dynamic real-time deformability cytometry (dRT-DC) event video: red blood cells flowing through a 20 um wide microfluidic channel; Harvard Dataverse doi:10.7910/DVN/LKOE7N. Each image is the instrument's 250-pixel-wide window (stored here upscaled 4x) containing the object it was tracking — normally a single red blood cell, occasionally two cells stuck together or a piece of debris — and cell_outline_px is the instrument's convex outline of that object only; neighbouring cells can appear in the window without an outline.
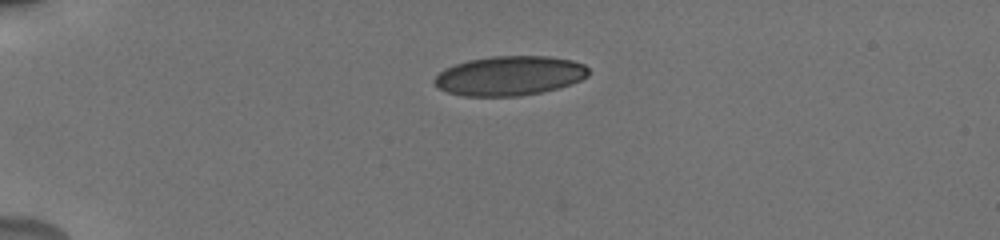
{"species": "human", "species_latin": "Homo sapiens", "temperature_condition": "cold", "stored_images_in_passage": 41, "camera_frame_rate_fps": 3000, "um_per_image_px": 0.085, "donor": {"sex": "male"}, "frame": {"image": 1, "passage_image": 1, "time_ms": 0.0, "image_size_px": [1000, 240], "cell_outline_px": [[588, 76], [580, 80], [556, 88], [540, 92], [520, 96], [464, 96], [448, 92], [440, 88], [432, 80], [444, 68], [468, 60], [492, 56], [548, 56], [572, 60], [584, 64], [588, 68]], "centroid_in_image_um": [43.3, 6.43], "position_along_channel_um": 41.7, "area_um2": 35.26}}
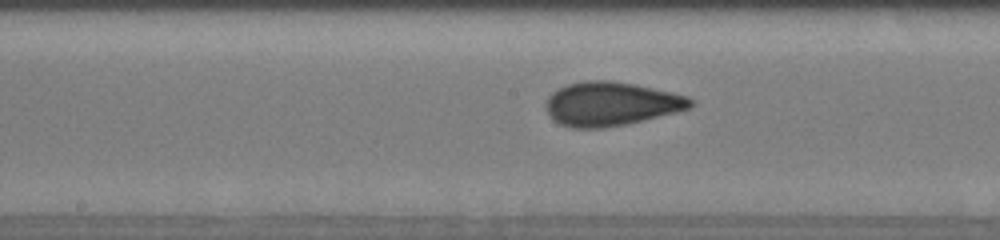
{"frame": {"image": 2, "passage_image": 17, "time_ms": 5.333, "image_size_px": [1000, 240], "cell_outline_px": [[696, 104], [692, 108], [628, 124], [600, 128], [572, 128], [560, 124], [552, 120], [548, 112], [548, 96], [556, 88], [568, 84], [584, 80], [608, 80], [636, 84], [672, 92], [688, 96], [696, 100]], "centroid_in_image_um": [51.99, 8.82], "position_along_channel_um": 196.2, "area_um2": 37.28}}
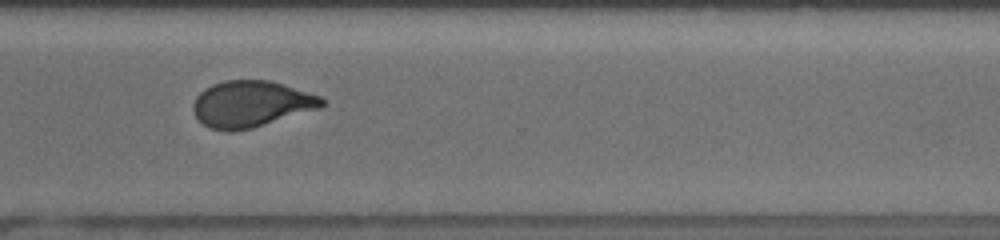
{"frame": {"image": 3, "passage_image": 29, "time_ms": 9.333, "image_size_px": [1000, 240], "cell_outline_px": [[328, 100], [320, 108], [252, 128], [212, 128], [204, 124], [196, 116], [192, 108], [192, 104], [196, 96], [204, 88], [212, 84], [224, 80], [268, 80], [284, 84], [320, 96]], "centroid_in_image_um": [21.37, 8.79], "position_along_channel_um": 349.2, "area_um2": 34.16}, "authors_computed_cell_mechanics": {"area_um2": 35.6626, "velocity_mm_per_s": 3.842, "shape_relaxation_time_tau1_ms": 5.8589, "shape_relaxation_time_tau2_ms": 0.7781, "deformation_change_tau1": 0.1438, "deformation_change_tau2": 0.0517}}